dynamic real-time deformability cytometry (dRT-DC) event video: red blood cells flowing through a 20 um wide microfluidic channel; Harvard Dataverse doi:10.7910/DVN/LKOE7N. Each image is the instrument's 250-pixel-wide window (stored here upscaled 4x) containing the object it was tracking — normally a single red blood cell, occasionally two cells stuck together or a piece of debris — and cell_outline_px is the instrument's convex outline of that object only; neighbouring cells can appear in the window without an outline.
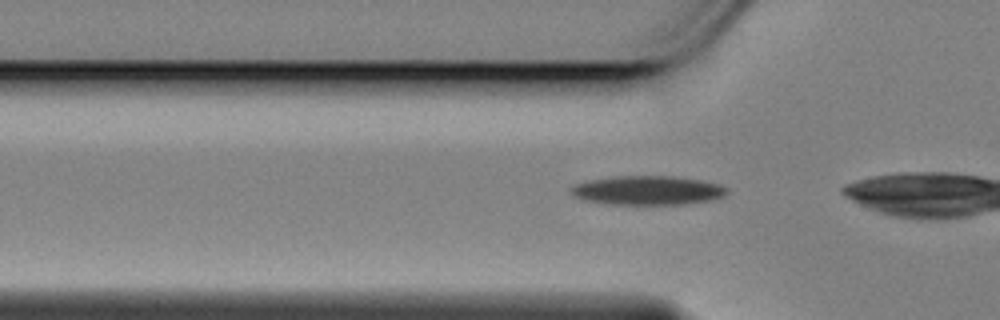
{"species": "Egyptian fruit bat (a non-hibernating species)", "species_latin": "Rousettus aegyptiacus", "temperature_condition": "cold", "stored_images_in_passage": 36, "camera_frame_rate_fps": 3000, "um_per_image_px": 0.085, "animal": {"sex": "female"}, "frame": {"image": 1, "passage_image": 9, "time_ms": 2.667, "image_size_px": [1000, 320], "cell_outline_px": [[728, 192], [724, 196], [708, 200], [684, 204], [612, 204], [588, 200], [576, 196], [572, 192], [572, 188], [576, 184], [592, 180], [616, 176], [672, 176], [700, 180], [720, 184], [728, 188]], "centroid_in_image_um": [55.13, 16.17], "position_along_channel_um": 70.7, "area_um2": 25.89}}
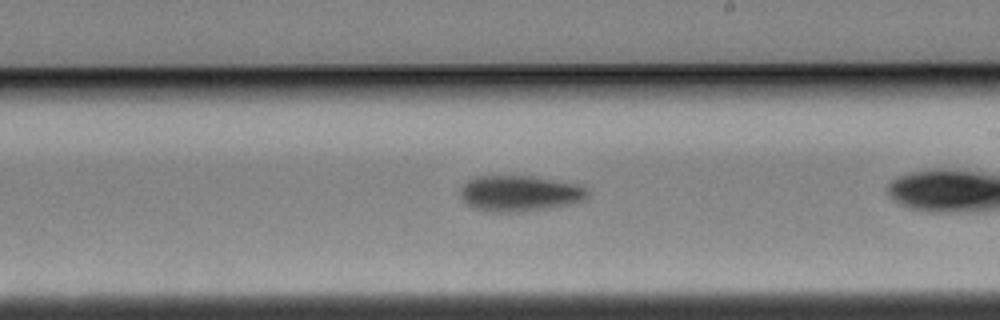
{"frame": {"image": 2, "passage_image": 24, "time_ms": 7.667, "image_size_px": [1000, 320], "cell_outline_px": [[588, 196], [572, 204], [548, 208], [516, 212], [492, 212], [476, 208], [468, 204], [460, 196], [460, 192], [464, 184], [468, 180], [476, 176], [532, 176], [576, 184], [584, 188], [588, 192]], "centroid_in_image_um": [44.15, 16.44], "position_along_channel_um": 244.9, "area_um2": 26.24}}
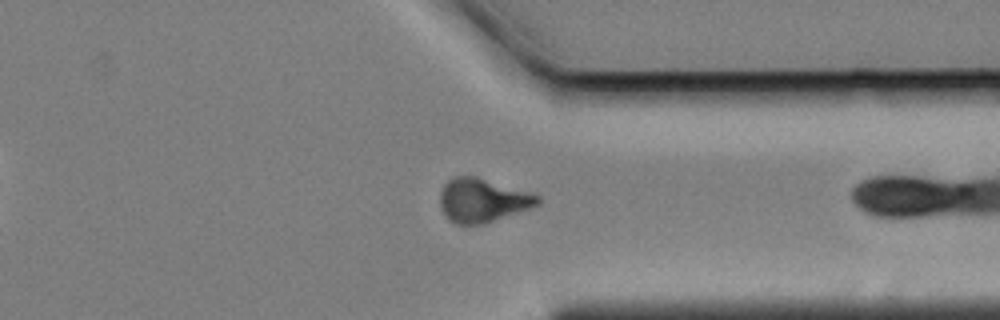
{"frame": {"image": 3, "passage_image": 35, "time_ms": 11.333, "image_size_px": [1000, 320], "cell_outline_px": [[540, 200], [536, 204], [528, 208], [484, 224], [456, 224], [448, 220], [440, 204], [440, 192], [444, 184], [452, 176], [476, 176], [540, 196]], "centroid_in_image_um": [40.95, 17.02], "position_along_channel_um": 370.5, "area_um2": 24.45}}